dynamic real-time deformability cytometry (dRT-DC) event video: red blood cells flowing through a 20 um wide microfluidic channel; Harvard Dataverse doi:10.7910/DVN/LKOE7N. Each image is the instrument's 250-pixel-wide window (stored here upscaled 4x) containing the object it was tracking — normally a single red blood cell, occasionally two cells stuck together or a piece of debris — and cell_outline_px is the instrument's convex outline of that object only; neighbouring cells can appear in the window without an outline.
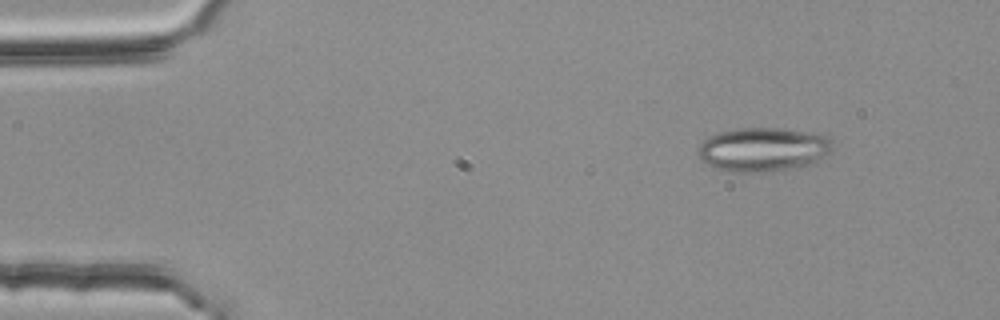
{"species": "common noctule bat (a hibernating species)", "species_latin": "Nyctalus noctula", "temperature_condition": "room temperature", "stored_images_in_passage": 5, "segment_of_instrument_passage": [1, 2], "camera_frame_rate_fps": 3000, "um_per_image_px": 0.085, "animal": {"sex": "female", "body_mass_g": 25.1}, "frame": {"image": 1, "passage_image": 2, "time_ms": 0.333, "image_size_px": [1000, 320], "cell_outline_px": [[836, 144], [816, 164], [796, 168], [756, 172], [740, 172], [716, 168], [704, 164], [696, 156], [696, 148], [708, 136], [720, 132], [736, 128], [780, 128], [828, 136]], "centroid_in_image_um": [64.84, 12.71], "position_along_channel_um": 20.2, "area_um2": 34.85}}